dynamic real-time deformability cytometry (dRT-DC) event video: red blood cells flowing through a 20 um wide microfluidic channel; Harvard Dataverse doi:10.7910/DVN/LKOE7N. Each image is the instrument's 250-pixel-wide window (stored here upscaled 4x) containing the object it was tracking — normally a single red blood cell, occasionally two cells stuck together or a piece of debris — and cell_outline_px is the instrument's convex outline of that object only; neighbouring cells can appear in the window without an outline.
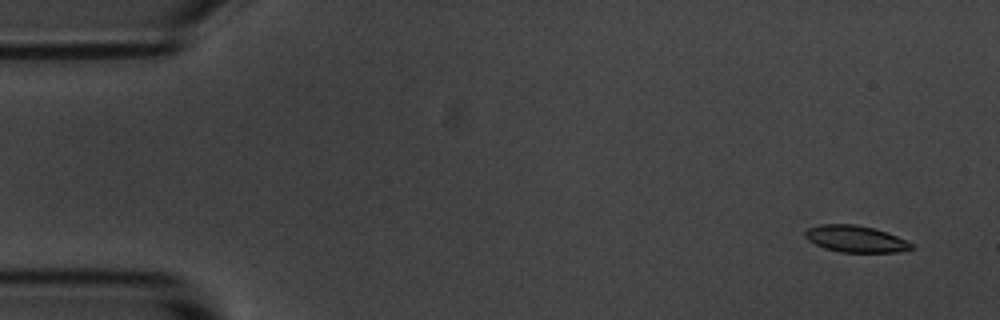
{"species": "common noctule bat (a hibernating species)", "species_latin": "Nyctalus noctula", "temperature_condition": "room temperature", "stored_images_in_passage": 4, "camera_frame_rate_fps": 3000, "um_per_image_px": 0.085, "animal": {"sex": "male", "body_mass_g": 20.1, "forearm_length_mm": 53.5}, "frame": {"image": 1, "passage_image": 1, "time_ms": 0.0, "image_size_px": [1000, 320], "cell_outline_px": [[916, 248], [896, 252], [840, 252], [824, 248], [808, 240], [804, 236], [804, 232], [808, 228], [820, 224], [856, 224], [872, 228], [908, 240], [916, 244]], "centroid_in_image_um": [72.75, 20.31], "position_along_channel_um": 12.3, "area_um2": 16.59}}